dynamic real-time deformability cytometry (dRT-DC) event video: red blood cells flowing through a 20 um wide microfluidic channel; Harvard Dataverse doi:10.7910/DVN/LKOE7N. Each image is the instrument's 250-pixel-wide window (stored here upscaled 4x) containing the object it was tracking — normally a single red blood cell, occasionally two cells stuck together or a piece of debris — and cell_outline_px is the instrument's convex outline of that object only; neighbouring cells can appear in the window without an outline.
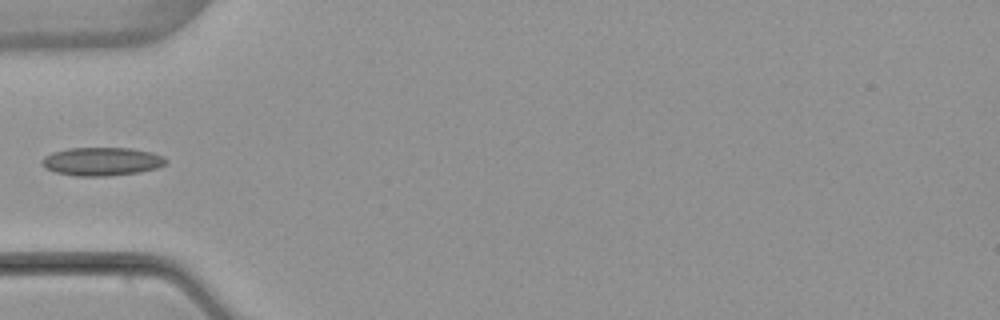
{"species": "common noctule bat (a hibernating species)", "species_latin": "Nyctalus noctula", "temperature_condition": "warm", "stored_images_in_passage": 5, "camera_frame_rate_fps": 3000, "um_per_image_px": 0.085, "animal": {"sex": "female", "body_mass_g": 22.7, "forearm_length_mm": 54.2}, "frame": {"image": 1, "passage_image": 5, "time_ms": 4.667, "image_size_px": [1000, 320], "cell_outline_px": [[168, 160], [164, 164], [156, 168], [140, 172], [108, 176], [76, 176], [56, 172], [44, 168], [40, 160], [44, 156], [52, 152], [68, 148], [132, 148], [152, 152], [164, 156]], "centroid_in_image_um": [8.64, 13.72], "position_along_channel_um": 76.4, "area_um2": 20.63}}